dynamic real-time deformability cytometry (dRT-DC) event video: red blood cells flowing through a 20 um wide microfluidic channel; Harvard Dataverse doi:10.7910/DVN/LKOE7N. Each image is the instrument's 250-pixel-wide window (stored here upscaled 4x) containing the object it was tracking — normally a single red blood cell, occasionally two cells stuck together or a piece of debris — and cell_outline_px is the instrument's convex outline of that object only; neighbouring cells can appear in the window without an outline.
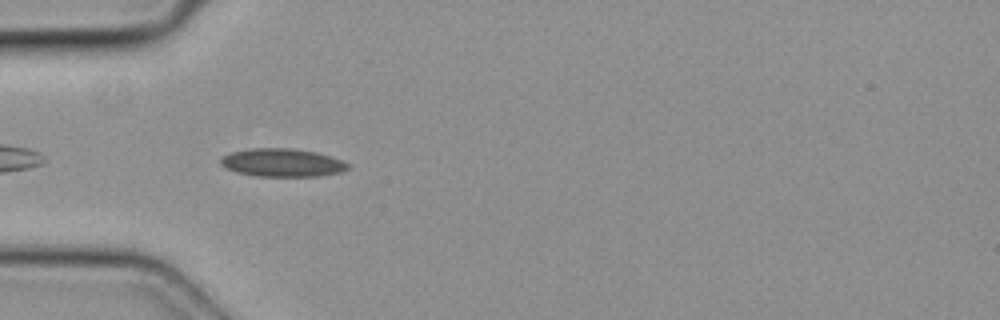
{"species": "common noctule bat (a hibernating species)", "species_latin": "Nyctalus noctula", "temperature_condition": "cold", "stored_images_in_passage": 29, "camera_frame_rate_fps": 3000, "um_per_image_px": 0.085, "animal": {"sex": "female", "body_mass_g": 19.3, "forearm_length_mm": 54.1}, "frame": {"image": 1, "passage_image": 3, "time_ms": 0.667, "image_size_px": [1000, 320], "cell_outline_px": [[352, 164], [348, 168], [340, 172], [320, 176], [256, 176], [236, 172], [220, 164], [220, 160], [224, 156], [232, 152], [252, 148], [292, 148], [316, 152]], "centroid_in_image_um": [24.0, 13.83], "position_along_channel_um": 61.0, "area_um2": 20.69}}
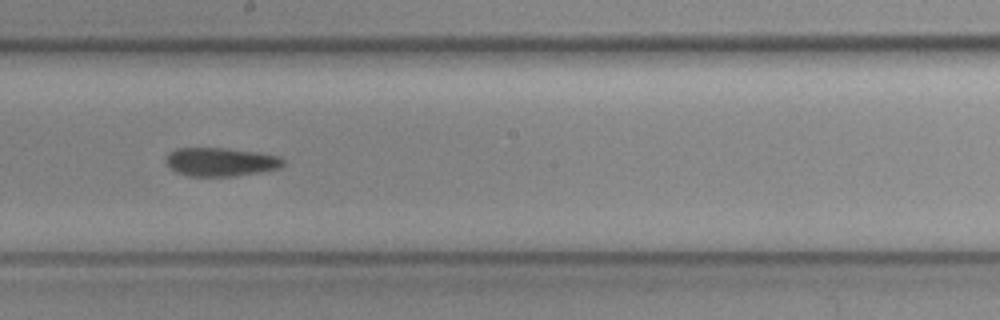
{"frame": {"image": 2, "passage_image": 15, "time_ms": 4.667, "image_size_px": [1000, 320], "cell_outline_px": [[284, 164], [280, 168], [260, 172], [236, 176], [188, 176], [176, 172], [164, 160], [164, 156], [168, 152], [176, 148], [224, 148], [260, 152], [280, 156], [284, 160]], "centroid_in_image_um": [18.76, 13.75], "position_along_channel_um": 229.4, "area_um2": 19.77}}
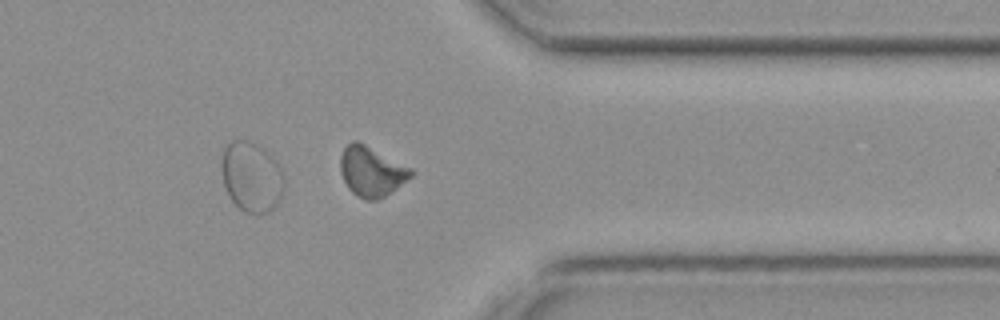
{"frame": {"image": 3, "passage_image": 26, "time_ms": 8.333, "image_size_px": [1000, 320], "cell_outline_px": [[416, 172], [412, 176], [380, 200], [364, 200], [352, 192], [348, 188], [340, 172], [340, 156], [344, 148], [352, 140], [356, 140], [412, 168]], "centroid_in_image_um": [31.57, 14.58], "position_along_channel_um": 379.8, "area_um2": 20.52}}